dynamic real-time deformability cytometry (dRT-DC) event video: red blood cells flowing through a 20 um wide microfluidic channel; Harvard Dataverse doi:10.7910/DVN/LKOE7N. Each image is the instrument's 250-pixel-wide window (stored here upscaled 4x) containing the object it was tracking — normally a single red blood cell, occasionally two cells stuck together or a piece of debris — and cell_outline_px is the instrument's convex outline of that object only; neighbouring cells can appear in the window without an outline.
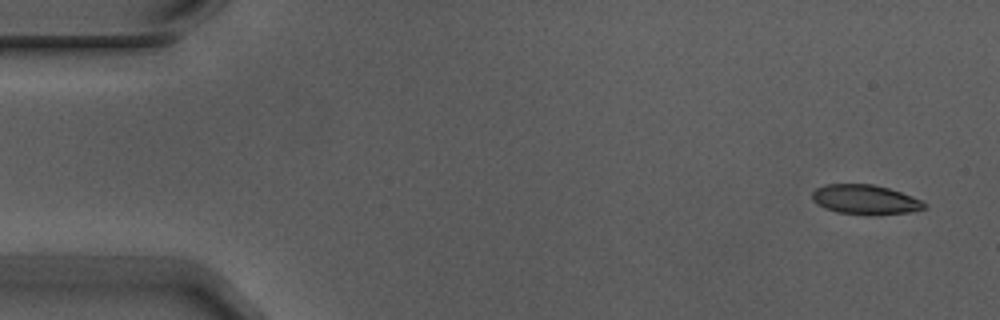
{"species": "Egyptian fruit bat (a non-hibernating species)", "species_latin": "Rousettus aegyptiacus", "temperature_condition": "warm", "stored_images_in_passage": 6, "camera_frame_rate_fps": 3000, "um_per_image_px": 0.085, "animal": {"sex": "male"}, "frame": {"image": 1, "passage_image": 1, "time_ms": 0.0, "image_size_px": [1000, 320], "cell_outline_px": [[928, 204], [924, 208], [912, 212], [836, 212], [824, 208], [812, 200], [812, 192], [816, 188], [828, 184], [872, 184], [888, 188], [912, 196]], "centroid_in_image_um": [73.5, 16.91], "position_along_channel_um": 11.5, "area_um2": 18.44}}
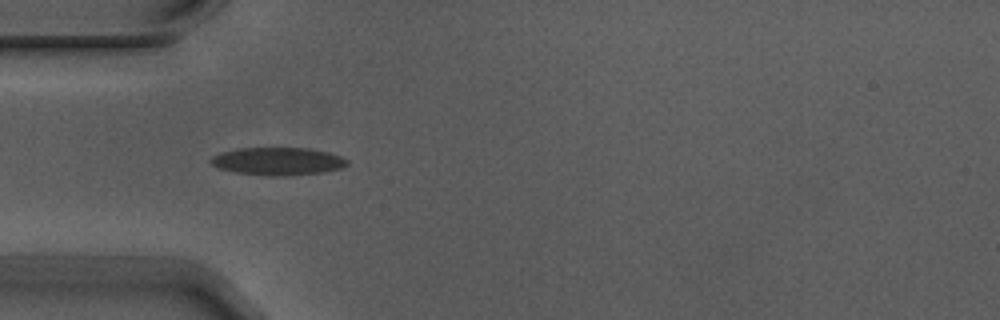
{"frame": {"image": 2, "passage_image": 5, "time_ms": 1.333, "image_size_px": [1000, 320], "cell_outline_px": [[348, 164], [344, 168], [324, 172], [288, 176], [272, 176], [232, 172], [220, 168], [212, 164], [208, 160], [212, 156], [224, 152], [240, 148], [308, 148], [328, 152], [340, 156], [348, 160]], "centroid_in_image_um": [23.65, 13.72], "position_along_channel_um": 61.4, "area_um2": 22.14}}